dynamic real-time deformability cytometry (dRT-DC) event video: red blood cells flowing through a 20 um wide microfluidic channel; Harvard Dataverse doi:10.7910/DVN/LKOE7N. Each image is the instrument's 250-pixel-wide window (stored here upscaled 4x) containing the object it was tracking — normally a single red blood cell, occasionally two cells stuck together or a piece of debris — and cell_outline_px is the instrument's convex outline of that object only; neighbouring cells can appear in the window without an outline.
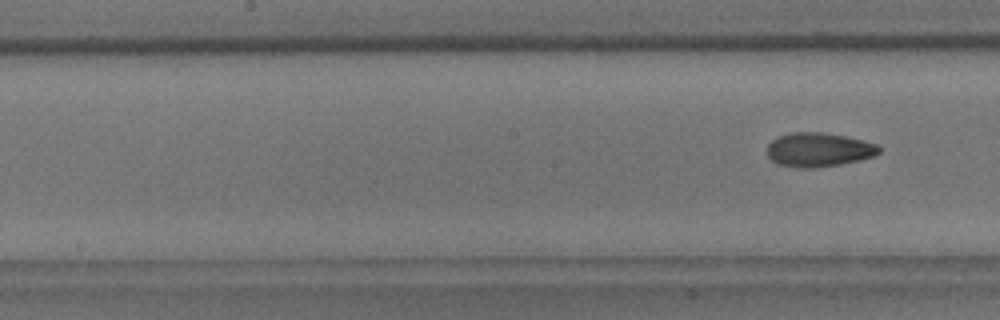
{"species": "common noctule bat (a hibernating species)", "species_latin": "Nyctalus noctula", "temperature_condition": "room temperature", "stored_images_in_passage": 9, "camera_frame_rate_fps": 3000, "um_per_image_px": 0.085, "animal": {"sex": "male", "body_mass_g": 18.8}, "frame": {"image": 1, "passage_image": 9, "time_ms": 2.667, "image_size_px": [1000, 320], "cell_outline_px": [[880, 152], [876, 156], [860, 160], [816, 168], [796, 168], [776, 164], [768, 156], [768, 144], [776, 136], [792, 132], [824, 132], [864, 140], [876, 144], [880, 148]], "centroid_in_image_um": [69.57, 12.73], "position_along_channel_um": 178.6, "area_um2": 22.43}}